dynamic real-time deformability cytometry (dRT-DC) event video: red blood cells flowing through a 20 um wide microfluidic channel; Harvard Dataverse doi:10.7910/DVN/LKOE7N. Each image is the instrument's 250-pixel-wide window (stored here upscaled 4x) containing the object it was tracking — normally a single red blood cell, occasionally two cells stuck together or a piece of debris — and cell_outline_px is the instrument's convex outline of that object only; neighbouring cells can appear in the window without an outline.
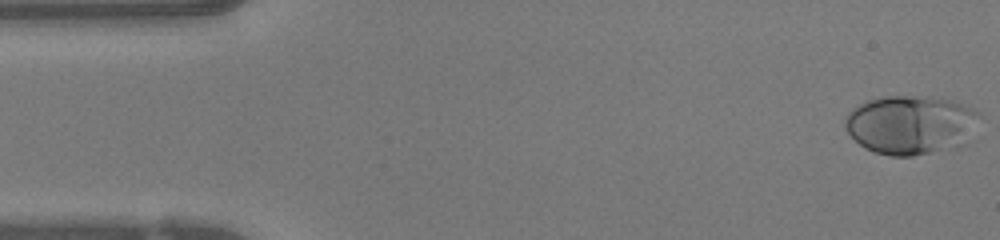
{"species": "human", "species_latin": "Homo sapiens", "temperature_condition": "warm", "stored_images_in_passage": 48, "camera_frame_rate_fps": 3000, "um_per_image_px": 0.085, "donor": {"sex": "female"}, "frame": {"image": 1, "passage_image": 1, "time_ms": 0.0, "image_size_px": [1000, 240], "cell_outline_px": [[980, 116], [968, 144], [960, 148], [912, 156], [892, 156], [876, 152], [864, 148], [844, 128], [844, 120], [848, 112], [852, 108], [868, 100], [884, 96], [932, 96], [952, 100], [972, 108], [980, 112]], "centroid_in_image_um": [77.46, 10.61], "position_along_channel_um": 7.5, "area_um2": 46.99}}
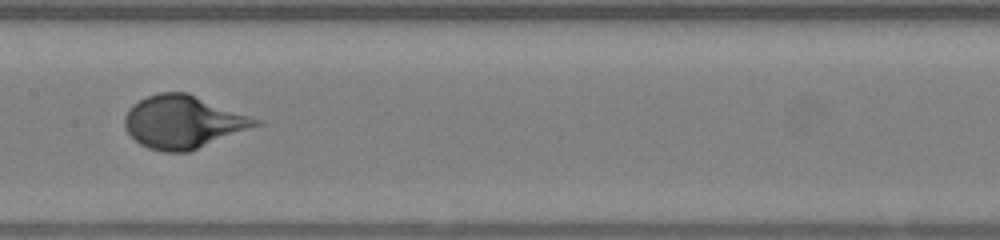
{"frame": {"image": 2, "passage_image": 23, "time_ms": 7.333, "image_size_px": [1000, 240], "cell_outline_px": [[264, 124], [188, 152], [164, 152], [148, 148], [140, 144], [128, 132], [124, 124], [124, 116], [128, 108], [132, 104], [148, 96], [160, 92], [188, 92], [264, 120]], "centroid_in_image_um": [15.62, 10.36], "position_along_channel_um": 191.8, "area_um2": 40.75}}
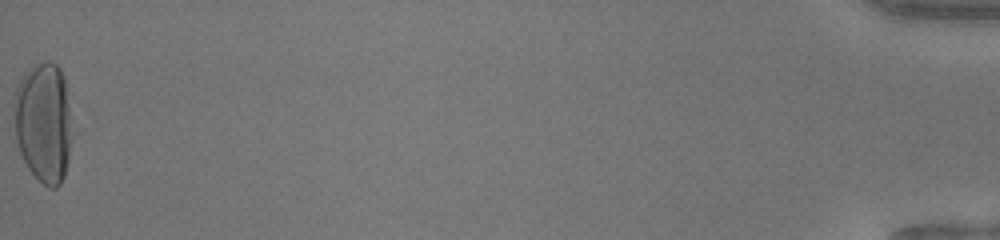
{"frame": {"image": 3, "passage_image": 48, "time_ms": 15.667, "image_size_px": [1000, 240], "cell_outline_px": [[72, 140], [68, 160], [64, 176], [60, 184], [56, 188], [52, 188], [44, 184], [28, 168], [20, 152], [16, 140], [16, 88], [20, 80], [36, 64], [44, 60], [48, 60], [56, 64], [60, 68], [64, 76], [68, 88]], "centroid_in_image_um": [3.76, 10.4], "position_along_channel_um": 431.4, "area_um2": 40.46}}